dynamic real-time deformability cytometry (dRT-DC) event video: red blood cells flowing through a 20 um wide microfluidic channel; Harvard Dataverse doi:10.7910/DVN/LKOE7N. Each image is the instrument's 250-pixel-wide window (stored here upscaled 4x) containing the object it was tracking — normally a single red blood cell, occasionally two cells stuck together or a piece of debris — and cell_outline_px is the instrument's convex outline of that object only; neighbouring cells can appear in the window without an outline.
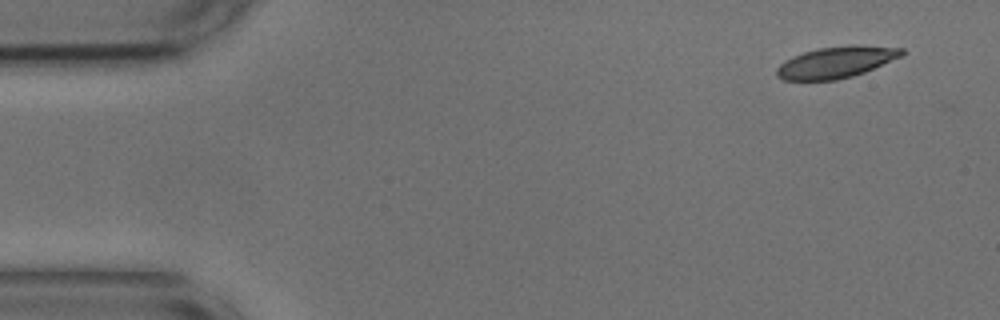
{"species": "common noctule bat (a hibernating species)", "species_latin": "Nyctalus noctula", "temperature_condition": "cold", "stored_images_in_passage": 4, "camera_frame_rate_fps": 3000, "um_per_image_px": 0.085, "animal": {"sex": "male", "body_mass_g": 17.9, "forearm_length_mm": 54.2}, "frame": {"image": 1, "passage_image": 1, "time_ms": 0.0, "image_size_px": [1000, 320], "cell_outline_px": [[904, 52], [900, 56], [864, 72], [852, 76], [836, 80], [784, 80], [776, 76], [776, 68], [784, 60], [792, 56], [816, 48], [852, 44], [860, 44], [904, 48]], "centroid_in_image_um": [71.04, 5.27], "position_along_channel_um": 14.0, "area_um2": 23.0}}
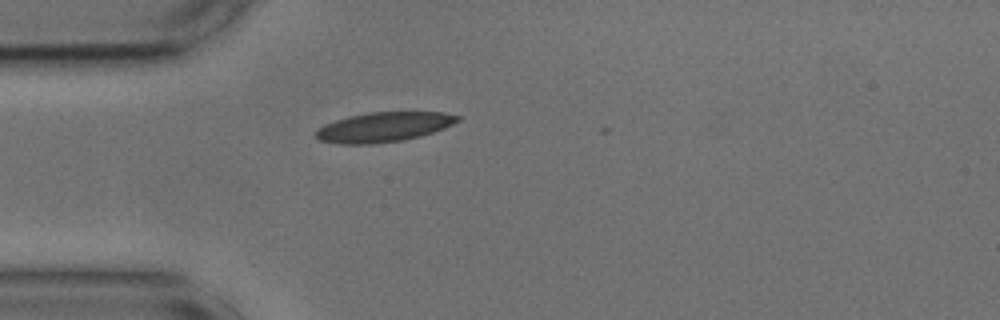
{"frame": {"image": 2, "passage_image": 4, "time_ms": 1.0, "image_size_px": [1000, 320], "cell_outline_px": [[460, 120], [444, 128], [420, 136], [404, 140], [372, 144], [340, 144], [320, 140], [312, 132], [316, 128], [324, 124], [348, 116], [368, 112], [444, 112], [460, 116]], "centroid_in_image_um": [32.58, 10.8], "position_along_channel_um": 52.4, "area_um2": 24.68}}